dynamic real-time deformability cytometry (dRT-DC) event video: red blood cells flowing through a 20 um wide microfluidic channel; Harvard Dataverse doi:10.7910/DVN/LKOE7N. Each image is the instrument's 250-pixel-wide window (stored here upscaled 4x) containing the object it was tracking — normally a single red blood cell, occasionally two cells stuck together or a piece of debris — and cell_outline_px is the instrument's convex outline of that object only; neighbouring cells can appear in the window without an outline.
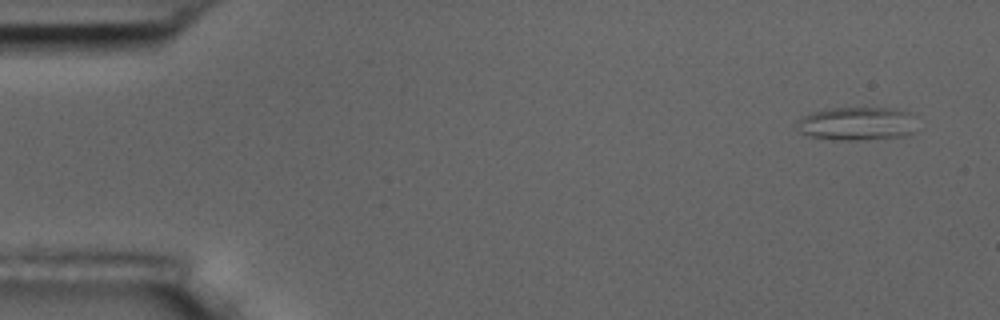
{"species": "common noctule bat (a hibernating species)", "species_latin": "Nyctalus noctula", "temperature_condition": "room temperature", "stored_images_in_passage": 5, "camera_frame_rate_fps": 3000, "um_per_image_px": 0.085, "animal": {"sex": "male", "body_mass_g": 17.5, "forearm_length_mm": 52.3}, "frame": {"image": 1, "passage_image": 1, "time_ms": 0.0, "image_size_px": [1000, 320], "cell_outline_px": [[916, 112], [912, 132], [908, 136], [860, 140], [836, 140], [808, 136], [796, 132], [796, 120], [812, 112], [828, 108], [896, 108]], "centroid_in_image_um": [72.84, 10.51], "position_along_channel_um": 12.2, "area_um2": 23.99}}
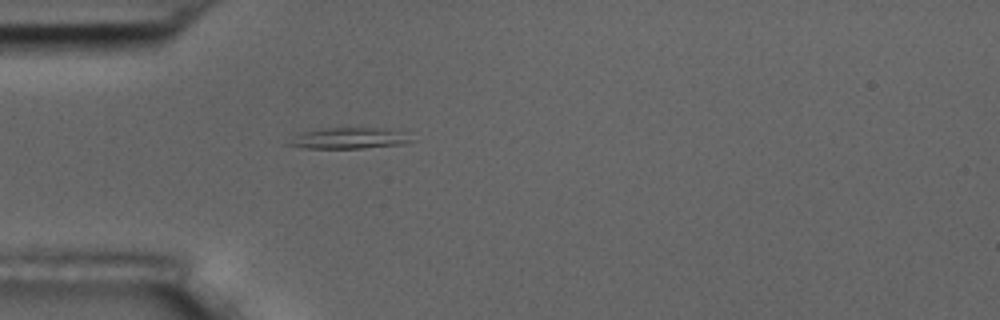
{"frame": {"image": 2, "passage_image": 5, "time_ms": 4.333, "image_size_px": [1000, 320], "cell_outline_px": [[416, 140], [404, 144], [364, 148], [304, 148], [284, 144], [300, 132], [328, 128], [376, 128], [400, 132]], "centroid_in_image_um": [29.62, 11.76], "position_along_channel_um": 55.4, "area_um2": 14.85}}